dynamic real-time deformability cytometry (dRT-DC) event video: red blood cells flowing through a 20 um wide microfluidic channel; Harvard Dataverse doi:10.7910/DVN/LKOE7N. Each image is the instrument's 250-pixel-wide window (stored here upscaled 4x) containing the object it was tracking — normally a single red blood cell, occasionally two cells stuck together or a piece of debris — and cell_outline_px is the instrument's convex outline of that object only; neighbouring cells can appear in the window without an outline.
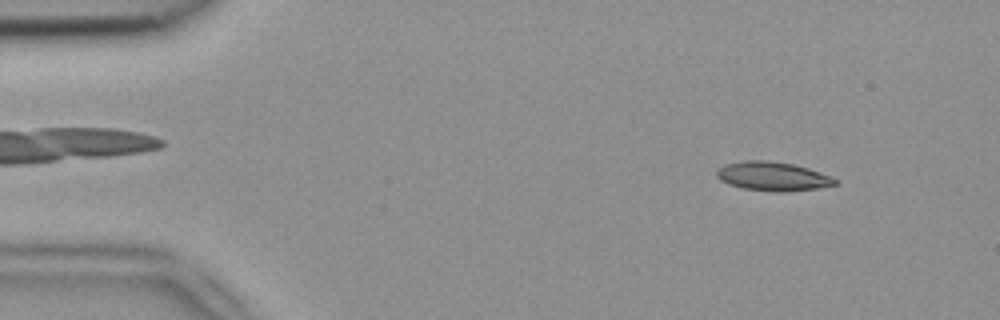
{"species": "common noctule bat (a hibernating species)", "species_latin": "Nyctalus noctula", "temperature_condition": "room temperature", "stored_images_in_passage": 3, "camera_frame_rate_fps": 3000, "um_per_image_px": 0.085, "animal": {"sex": "female", "body_mass_g": 18.4}, "frame": {"image": 1, "passage_image": 1, "time_ms": 0.0, "image_size_px": [1000, 320], "cell_outline_px": [[836, 184], [816, 188], [784, 192], [776, 192], [744, 188], [728, 184], [720, 180], [716, 176], [716, 168], [724, 164], [744, 160], [768, 160], [792, 164], [808, 168], [832, 176], [836, 180]], "centroid_in_image_um": [65.63, 14.97], "position_along_channel_um": 19.4, "area_um2": 20.0}}
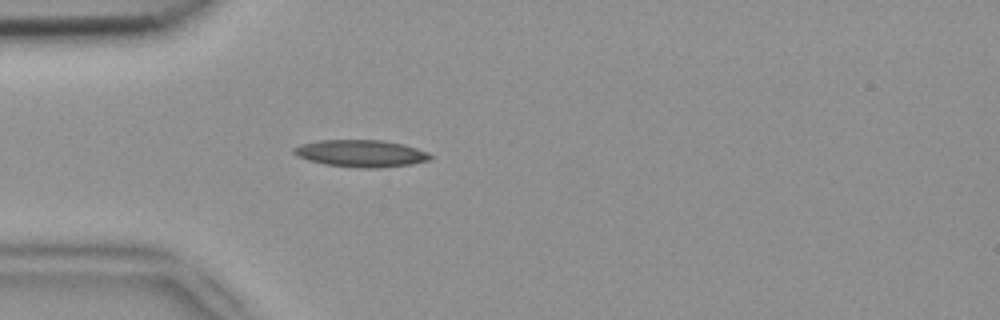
{"frame": {"image": 2, "passage_image": 3, "time_ms": 0.667, "image_size_px": [1000, 320], "cell_outline_px": [[432, 160], [412, 164], [380, 168], [364, 168], [324, 164], [308, 160], [296, 156], [292, 152], [292, 148], [300, 144], [320, 140], [384, 140], [416, 148], [428, 152], [432, 156]], "centroid_in_image_um": [30.67, 13.04], "position_along_channel_um": 54.3, "area_um2": 21.62}}